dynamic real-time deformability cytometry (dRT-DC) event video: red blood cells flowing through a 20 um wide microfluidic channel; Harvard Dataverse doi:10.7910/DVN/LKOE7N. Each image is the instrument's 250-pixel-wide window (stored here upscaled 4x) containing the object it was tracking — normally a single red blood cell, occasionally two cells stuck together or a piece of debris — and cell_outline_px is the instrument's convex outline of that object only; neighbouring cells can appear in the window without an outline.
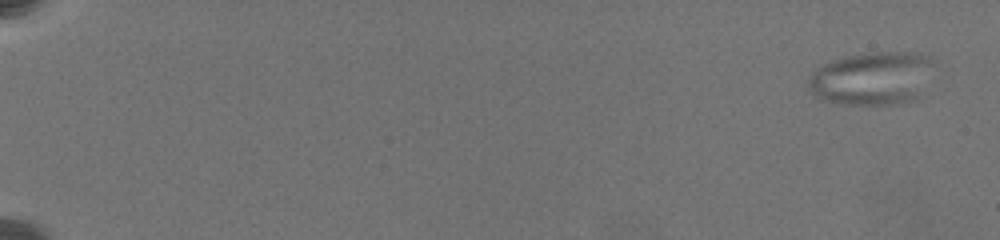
{"species": "common noctule bat (a hibernating species)", "species_latin": "Nyctalus noctula", "temperature_condition": "warm", "stored_images_in_passage": 66, "camera_frame_rate_fps": 3000, "um_per_image_px": 0.085, "animal": {"sex": "female", "body_mass_g": 19.5, "forearm_length_mm": 54.1}, "frame": {"image": 1, "passage_image": 1, "time_ms": 0.0, "image_size_px": [1000, 240], "cell_outline_px": [[908, 60], [904, 100], [884, 104], [852, 104], [832, 100], [808, 88], [808, 80], [816, 72], [832, 64], [856, 56], [908, 56]], "centroid_in_image_um": [73.36, 6.81], "position_along_channel_um": 11.6, "area_um2": 28.44}}
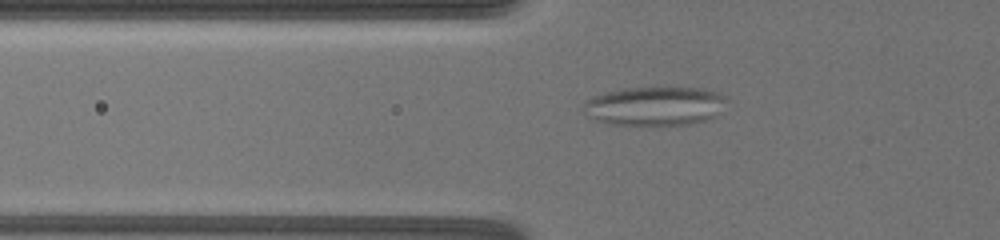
{"frame": {"image": 2, "passage_image": 45, "time_ms": 7.667, "image_size_px": [1000, 240], "cell_outline_px": [[720, 100], [712, 116], [704, 120], [688, 124], [608, 124], [584, 112], [580, 108], [588, 100], [596, 96], [608, 92], [624, 88], [696, 88], [712, 92], [720, 96]], "centroid_in_image_um": [55.49, 9.01], "position_along_channel_um": 70.3, "area_um2": 30.63}}
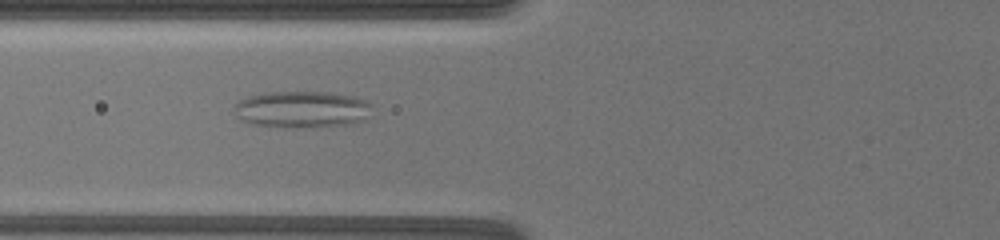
{"frame": {"image": 3, "passage_image": 51, "time_ms": 8.667, "image_size_px": [1000, 240], "cell_outline_px": [[368, 104], [356, 120], [352, 124], [304, 128], [284, 128], [252, 124], [236, 116], [232, 108], [240, 100], [248, 96], [268, 92], [324, 92], [356, 96], [364, 100]], "centroid_in_image_um": [25.49, 9.3], "position_along_channel_um": 100.3, "area_um2": 28.84}}